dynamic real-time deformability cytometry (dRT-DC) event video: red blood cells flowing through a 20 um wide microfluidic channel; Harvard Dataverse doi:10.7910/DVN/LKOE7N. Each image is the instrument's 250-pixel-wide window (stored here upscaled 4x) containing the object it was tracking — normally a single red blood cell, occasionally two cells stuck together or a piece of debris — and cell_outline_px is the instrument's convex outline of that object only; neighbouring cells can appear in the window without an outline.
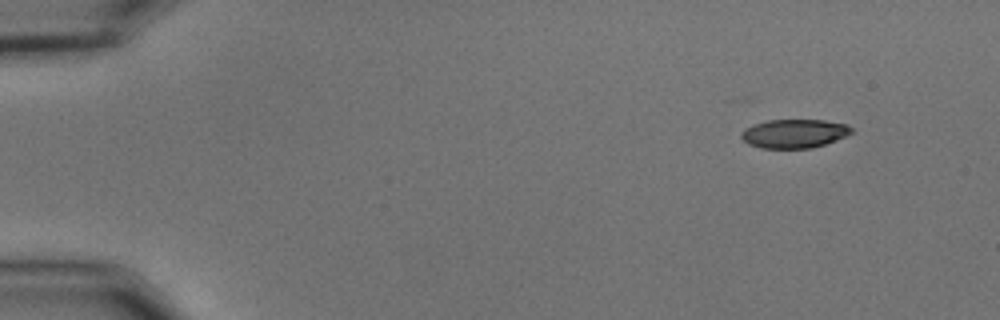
{"species": "common noctule bat (a hibernating species)", "species_latin": "Nyctalus noctula", "temperature_condition": "cold", "stored_images_in_passage": 14, "camera_frame_rate_fps": 3000, "um_per_image_px": 0.085, "animal": {"sex": "male", "body_mass_g": 15.6}, "frame": {"image": 1, "passage_image": 1, "time_ms": 0.0, "image_size_px": [1000, 320], "cell_outline_px": [[852, 132], [836, 140], [812, 148], [760, 148], [748, 144], [740, 136], [740, 132], [744, 128], [768, 120], [824, 120], [848, 124], [852, 128]], "centroid_in_image_um": [67.49, 11.35], "position_along_channel_um": 17.5, "area_um2": 18.44}}
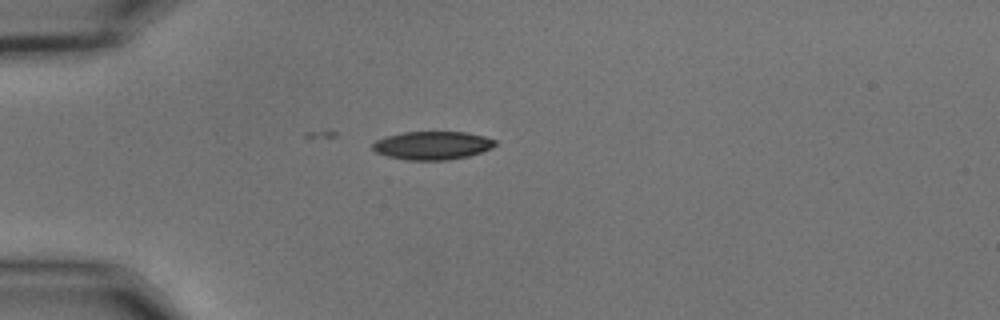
{"frame": {"image": 2, "passage_image": 11, "time_ms": 3.333, "image_size_px": [1000, 320], "cell_outline_px": [[496, 144], [492, 148], [468, 156], [448, 160], [408, 160], [388, 156], [376, 152], [372, 148], [372, 144], [376, 140], [388, 136], [404, 132], [468, 132], [484, 136], [496, 140]], "centroid_in_image_um": [36.77, 12.36], "position_along_channel_um": 48.2, "area_um2": 20.11}}